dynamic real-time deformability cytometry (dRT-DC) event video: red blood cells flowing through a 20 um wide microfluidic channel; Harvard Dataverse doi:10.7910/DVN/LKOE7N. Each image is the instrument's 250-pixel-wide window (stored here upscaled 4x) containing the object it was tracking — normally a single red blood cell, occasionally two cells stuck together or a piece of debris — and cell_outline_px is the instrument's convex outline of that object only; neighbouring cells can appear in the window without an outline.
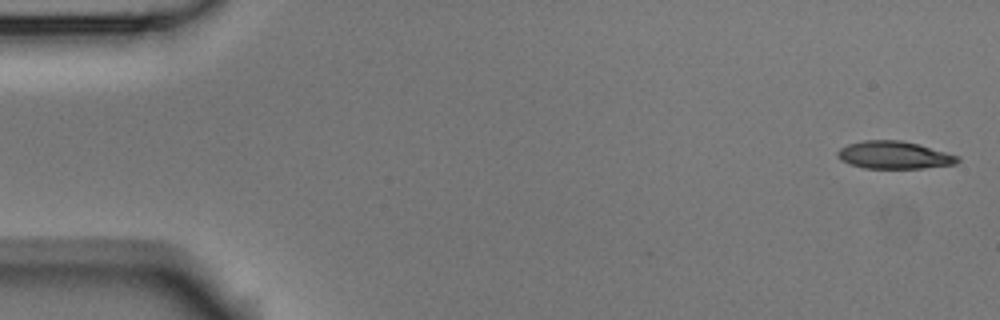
{"species": "Egyptian fruit bat (a non-hibernating species)", "species_latin": "Rousettus aegyptiacus", "temperature_condition": "room temperature", "stored_images_in_passage": 5, "camera_frame_rate_fps": 3000, "um_per_image_px": 0.085, "animal": {"sex": "male"}, "frame": {"image": 1, "passage_image": 1, "time_ms": 0.0, "image_size_px": [1000, 320], "cell_outline_px": [[960, 160], [956, 164], [924, 168], [864, 168], [848, 164], [840, 160], [836, 156], [836, 152], [840, 148], [848, 144], [864, 140], [900, 140], [920, 144], [960, 156]], "centroid_in_image_um": [76.0, 13.18], "position_along_channel_um": 9.0, "area_um2": 19.54}}
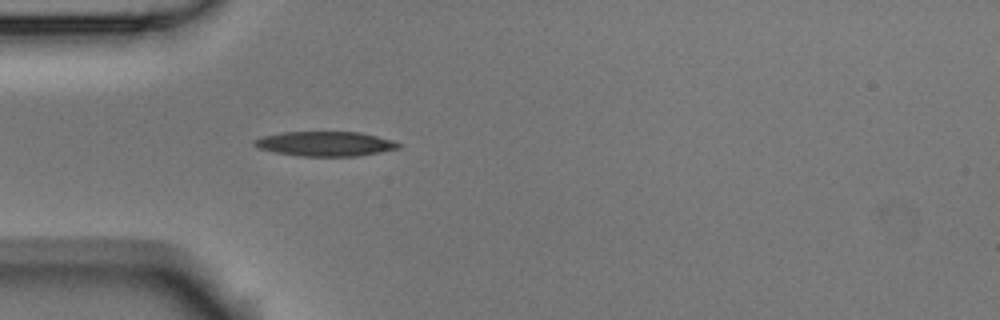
{"frame": {"image": 2, "passage_image": 5, "time_ms": 1.333, "image_size_px": [1000, 320], "cell_outline_px": [[400, 148], [380, 152], [356, 156], [300, 156], [276, 152], [260, 148], [252, 144], [252, 140], [260, 136], [280, 132], [360, 132], [392, 140], [400, 144]], "centroid_in_image_um": [27.6, 12.21], "position_along_channel_um": 57.4, "area_um2": 20.69}}